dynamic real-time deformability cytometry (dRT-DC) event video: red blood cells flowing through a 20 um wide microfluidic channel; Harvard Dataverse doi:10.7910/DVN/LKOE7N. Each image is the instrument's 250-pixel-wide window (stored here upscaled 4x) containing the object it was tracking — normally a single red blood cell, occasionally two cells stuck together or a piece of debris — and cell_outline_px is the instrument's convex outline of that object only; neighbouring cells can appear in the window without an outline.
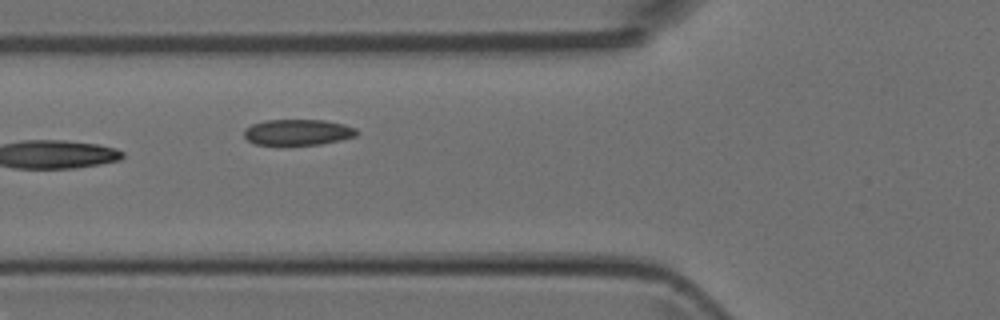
{"species": "Egyptian fruit bat (a non-hibernating species)", "species_latin": "Rousettus aegyptiacus", "temperature_condition": "room temperature", "stored_images_in_passage": 7, "camera_frame_rate_fps": 3000, "um_per_image_px": 0.085, "animal": {"sex": "female"}, "frame": {"image": 1, "passage_image": 6, "time_ms": 6.0, "image_size_px": [1000, 320], "cell_outline_px": [[360, 132], [356, 136], [340, 140], [320, 144], [256, 144], [248, 140], [244, 136], [244, 128], [252, 124], [268, 120], [324, 120], [344, 124], [356, 128]], "centroid_in_image_um": [25.34, 11.23], "position_along_channel_um": 100.5, "area_um2": 16.88}}
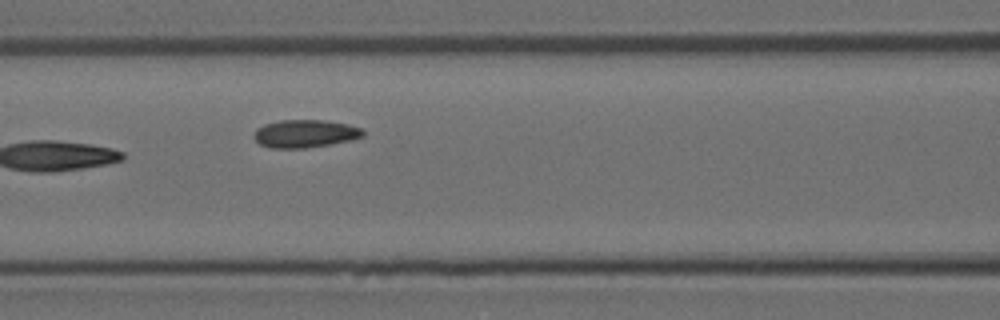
{"frame": {"image": 2, "passage_image": 7, "time_ms": 7.0, "image_size_px": [1000, 320], "cell_outline_px": [[364, 136], [352, 140], [332, 144], [304, 148], [268, 148], [260, 144], [252, 136], [256, 128], [264, 124], [280, 120], [324, 120], [348, 124], [360, 128], [364, 132]], "centroid_in_image_um": [25.91, 11.36], "position_along_channel_um": 140.7, "area_um2": 17.86}}